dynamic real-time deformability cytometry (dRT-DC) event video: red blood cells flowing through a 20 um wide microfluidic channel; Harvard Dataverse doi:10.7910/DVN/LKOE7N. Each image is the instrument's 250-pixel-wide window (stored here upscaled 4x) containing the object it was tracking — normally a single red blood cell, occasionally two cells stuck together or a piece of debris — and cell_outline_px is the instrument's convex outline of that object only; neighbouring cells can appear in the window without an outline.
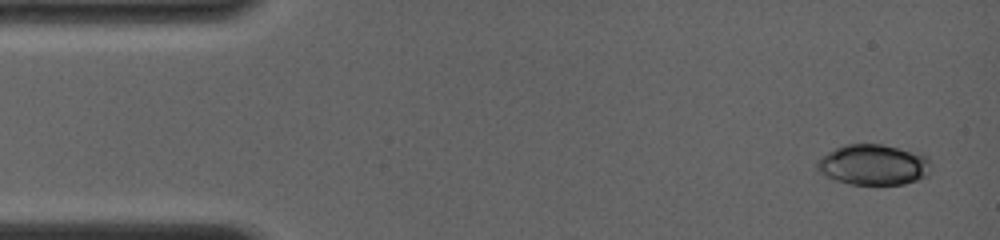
{"species": "common noctule bat (a hibernating species)", "species_latin": "Nyctalus noctula", "temperature_condition": "room temperature", "stored_images_in_passage": 5, "camera_frame_rate_fps": 4000, "um_per_image_px": 0.085, "animal": {"sex": "female", "body_mass_g": 19.0, "forearm_length_mm": 56.7}, "frame": {"image": 1, "passage_image": 1, "time_ms": 0.0, "image_size_px": [1000, 240], "cell_outline_px": [[932, 172], [928, 176], [904, 184], [848, 184], [836, 180], [820, 172], [816, 168], [816, 160], [828, 152], [844, 144], [880, 144], [920, 152], [928, 156], [932, 164]], "centroid_in_image_um": [74.31, 13.99], "position_along_channel_um": 10.7, "area_um2": 27.34}}
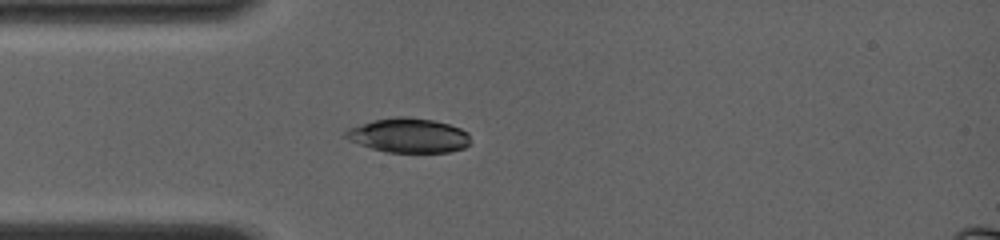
{"frame": {"image": 2, "passage_image": 5, "time_ms": 3.5, "image_size_px": [1000, 240], "cell_outline_px": [[468, 144], [464, 148], [448, 152], [384, 152], [348, 140], [344, 136], [344, 132], [348, 128], [372, 120], [396, 116], [408, 116], [432, 120], [448, 124], [460, 128], [468, 132]], "centroid_in_image_um": [34.69, 11.5], "position_along_channel_um": 50.3, "area_um2": 25.03}}